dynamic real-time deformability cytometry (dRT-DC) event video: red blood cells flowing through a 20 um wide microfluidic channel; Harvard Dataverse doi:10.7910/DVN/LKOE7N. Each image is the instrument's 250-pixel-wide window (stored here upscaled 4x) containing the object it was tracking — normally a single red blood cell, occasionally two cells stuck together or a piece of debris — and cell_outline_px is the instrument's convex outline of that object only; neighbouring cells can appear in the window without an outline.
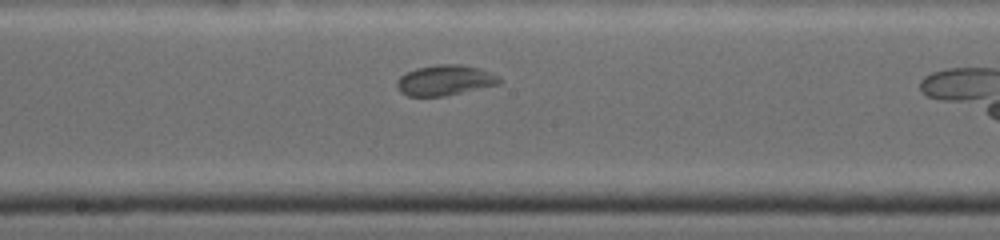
{"species": "common noctule bat (a hibernating species)", "species_latin": "Nyctalus noctula", "temperature_condition": "warm", "stored_images_in_passage": 15, "camera_frame_rate_fps": 4500, "um_per_image_px": 0.085, "animal": {"sex": "female", "body_mass_g": 19.0, "forearm_length_mm": 53.3}, "frame": {"image": 1, "passage_image": 11, "time_ms": 4.222, "image_size_px": [1000, 240], "cell_outline_px": [[500, 84], [444, 96], [408, 96], [400, 92], [396, 88], [396, 80], [400, 76], [416, 68], [436, 64], [460, 64], [480, 68], [500, 76]], "centroid_in_image_um": [37.81, 6.82], "position_along_channel_um": 210.4, "area_um2": 18.26}}